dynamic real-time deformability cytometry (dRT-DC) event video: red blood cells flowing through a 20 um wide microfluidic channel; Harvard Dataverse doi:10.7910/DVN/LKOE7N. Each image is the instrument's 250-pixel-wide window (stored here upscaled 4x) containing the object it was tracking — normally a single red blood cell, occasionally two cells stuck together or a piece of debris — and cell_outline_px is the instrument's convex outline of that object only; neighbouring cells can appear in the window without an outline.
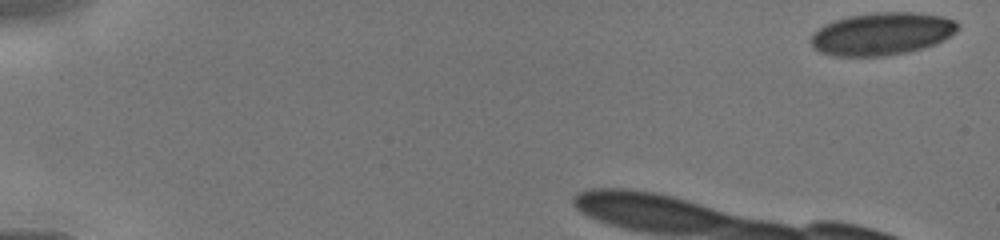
{"species": "human", "species_latin": "Homo sapiens", "temperature_condition": "cold", "stored_images_in_passage": 20, "camera_frame_rate_fps": 3000, "um_per_image_px": 0.085, "donor": {"sex": "male"}, "frame": {"image": 1, "passage_image": 1, "time_ms": 0.0, "image_size_px": [1000, 240], "cell_outline_px": [[960, 24], [956, 32], [944, 40], [936, 44], [908, 52], [884, 56], [832, 56], [820, 52], [812, 44], [812, 36], [824, 24], [848, 16], [876, 12], [912, 12], [944, 16], [956, 20]], "centroid_in_image_um": [75.02, 2.87], "position_along_channel_um": 10.0, "area_um2": 36.47}}
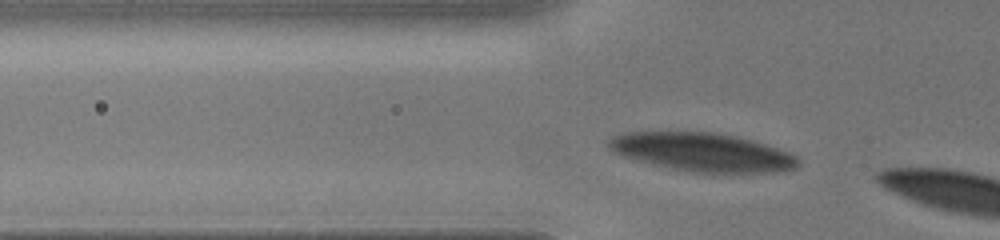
{"frame": {"image": 2, "passage_image": 11, "time_ms": 2.667, "image_size_px": [1000, 240], "cell_outline_px": [[800, 164], [796, 168], [776, 172], [692, 172], [672, 168], [624, 156], [612, 152], [608, 148], [608, 140], [612, 136], [624, 132], [720, 132], [752, 140], [788, 152], [796, 156], [800, 160]], "centroid_in_image_um": [59.71, 12.92], "position_along_channel_um": 66.1, "area_um2": 42.14}}
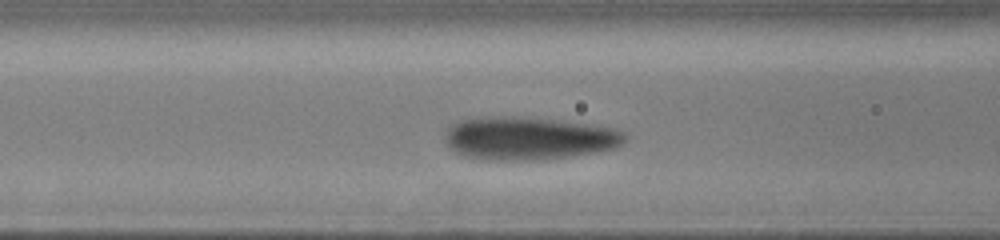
{"frame": {"image": 3, "passage_image": 17, "time_ms": 4.0, "image_size_px": [1000, 240], "cell_outline_px": [[628, 136], [616, 148], [596, 152], [572, 156], [540, 160], [480, 160], [464, 156], [448, 148], [444, 140], [444, 136], [448, 124], [460, 120], [492, 116], [512, 116], [556, 120], [588, 124], [616, 128], [628, 132]], "centroid_in_image_um": [44.9, 11.76], "position_along_channel_um": 121.7, "area_um2": 45.72}}